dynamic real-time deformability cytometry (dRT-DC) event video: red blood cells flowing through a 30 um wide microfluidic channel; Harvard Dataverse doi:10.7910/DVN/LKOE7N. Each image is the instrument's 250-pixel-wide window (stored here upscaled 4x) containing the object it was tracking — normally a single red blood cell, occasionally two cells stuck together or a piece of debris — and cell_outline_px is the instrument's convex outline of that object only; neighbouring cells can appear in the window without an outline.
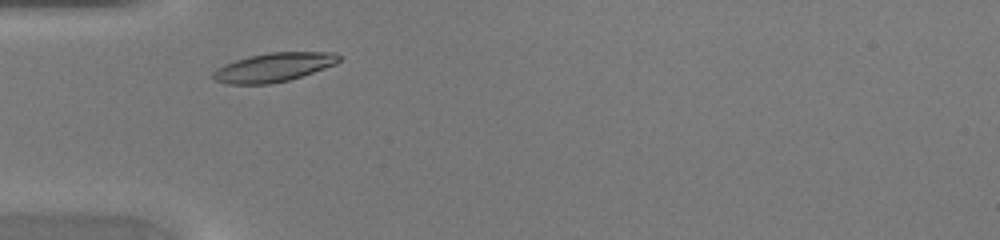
{"species": "common noctule bat (a hibernating species)", "species_latin": "Nyctalus noctula", "temperature_condition": "warm", "stored_images_in_passage": 28, "camera_frame_rate_fps": 3000, "um_per_image_px": 0.085, "animal": {"sex": "female", "body_mass_g": 20.0, "forearm_length_mm": 54.0}, "frame": {"image": 1, "passage_image": 3, "time_ms": 0.667, "image_size_px": [1000, 240], "cell_outline_px": [[340, 60], [336, 64], [288, 80], [268, 84], [224, 84], [212, 80], [212, 72], [216, 68], [224, 64], [248, 56], [268, 52], [336, 52], [340, 56]], "centroid_in_image_um": [23.2, 5.72], "position_along_channel_um": 61.8, "area_um2": 21.27}}
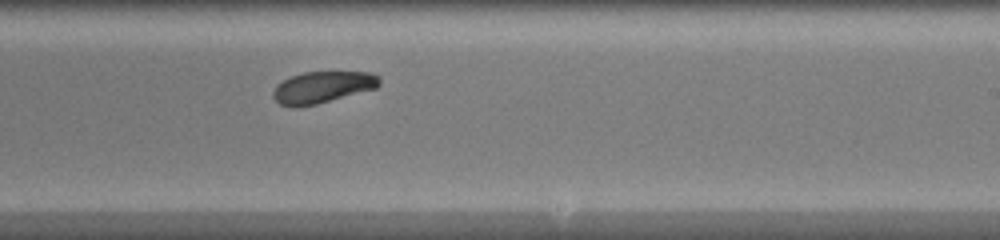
{"frame": {"image": 2, "passage_image": 17, "time_ms": 5.333, "image_size_px": [1000, 240], "cell_outline_px": [[380, 84], [376, 88], [316, 104], [292, 108], [280, 104], [272, 96], [272, 92], [276, 84], [292, 76], [304, 72], [372, 72], [380, 76]], "centroid_in_image_um": [27.4, 7.41], "position_along_channel_um": 261.6, "area_um2": 19.59}}
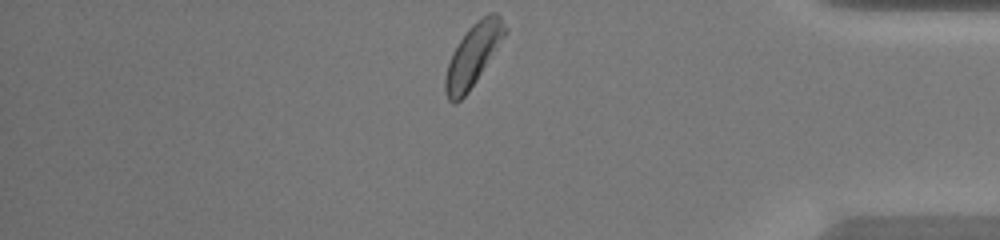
{"frame": {"image": 3, "passage_image": 28, "time_ms": 9.0, "image_size_px": [1000, 240], "cell_outline_px": [[508, 32], [468, 92], [456, 104], [452, 104], [448, 100], [444, 92], [444, 80], [448, 64], [452, 52], [468, 28], [476, 20], [488, 12], [496, 12], [500, 16], [508, 28]], "centroid_in_image_um": [40.21, 4.67], "position_along_channel_um": 395.0, "area_um2": 21.62}}